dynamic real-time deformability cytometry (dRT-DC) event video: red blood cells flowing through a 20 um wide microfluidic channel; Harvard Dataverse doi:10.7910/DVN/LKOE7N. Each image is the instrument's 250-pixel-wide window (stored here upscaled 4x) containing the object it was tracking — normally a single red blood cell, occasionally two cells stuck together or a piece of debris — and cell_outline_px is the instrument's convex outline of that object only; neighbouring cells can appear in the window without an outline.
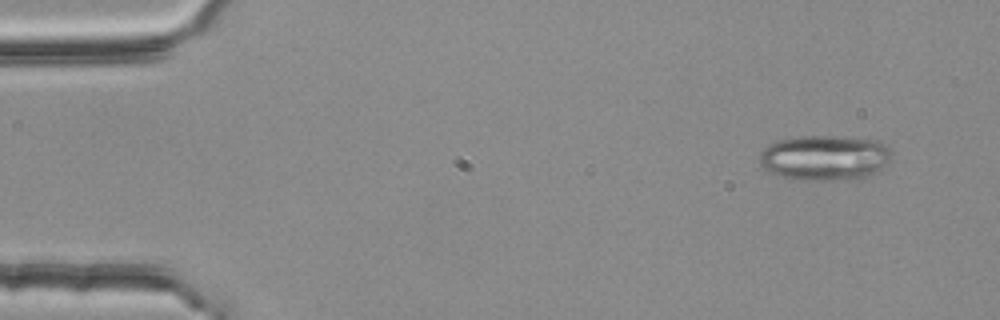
{"species": "common noctule bat (a hibernating species)", "species_latin": "Nyctalus noctula", "temperature_condition": "room temperature", "stored_images_in_passage": 3, "camera_frame_rate_fps": 3000, "um_per_image_px": 0.085, "animal": {"sex": "female", "body_mass_g": 25.1}, "frame": {"image": 1, "passage_image": 1, "time_ms": 0.0, "image_size_px": [1000, 320], "cell_outline_px": [[892, 152], [888, 164], [884, 168], [872, 176], [864, 180], [800, 180], [768, 172], [760, 164], [760, 152], [768, 144], [776, 140], [800, 136], [844, 136], [880, 140]], "centroid_in_image_um": [70.17, 13.41], "position_along_channel_um": 14.8, "area_um2": 35.72}}